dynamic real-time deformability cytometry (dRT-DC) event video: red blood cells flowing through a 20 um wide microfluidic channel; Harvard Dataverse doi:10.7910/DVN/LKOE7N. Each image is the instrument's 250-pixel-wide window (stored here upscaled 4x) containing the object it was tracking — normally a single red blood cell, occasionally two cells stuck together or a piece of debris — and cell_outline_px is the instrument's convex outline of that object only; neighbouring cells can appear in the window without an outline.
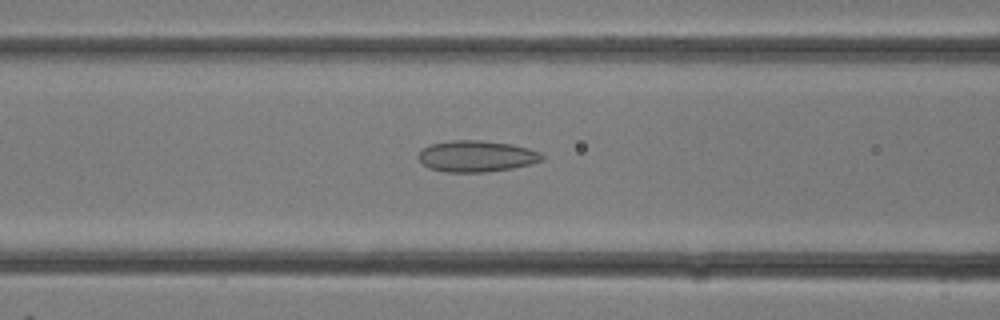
{"species": "common noctule bat (a hibernating species)", "species_latin": "Nyctalus noctula", "temperature_condition": "room temperature", "stored_images_in_passage": 20, "camera_frame_rate_fps": 3000, "um_per_image_px": 0.085, "animal": {"sex": "female"}, "frame": {"image": 1, "passage_image": 11, "time_ms": 3.333, "image_size_px": [1000, 320], "cell_outline_px": [[544, 160], [532, 164], [512, 168], [488, 172], [444, 172], [428, 168], [416, 156], [428, 144], [452, 140], [480, 140], [512, 144], [528, 148], [540, 152], [544, 156]], "centroid_in_image_um": [40.51, 13.28], "position_along_channel_um": 126.1, "area_um2": 22.77}}
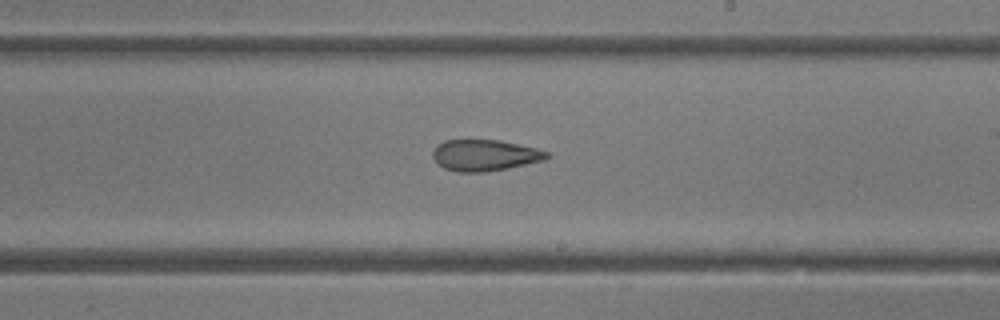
{"frame": {"image": 2, "passage_image": 16, "time_ms": 5.0, "image_size_px": [1000, 320], "cell_outline_px": [[552, 156], [544, 160], [508, 168], [484, 172], [460, 172], [444, 168], [432, 156], [432, 152], [436, 144], [444, 140], [500, 140], [536, 148], [548, 152]], "centroid_in_image_um": [41.21, 13.19], "position_along_channel_um": 247.8, "area_um2": 20.75}}
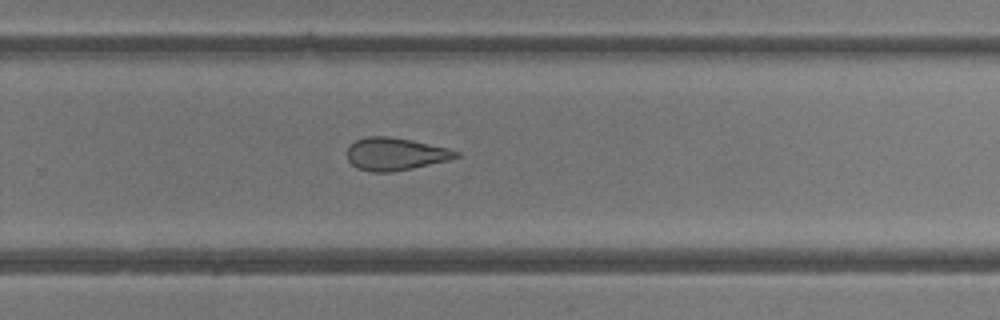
{"frame": {"image": 3, "passage_image": 18, "time_ms": 5.667, "image_size_px": [1000, 320], "cell_outline_px": [[460, 156], [448, 160], [412, 168], [392, 172], [368, 172], [356, 168], [348, 160], [348, 144], [364, 136], [388, 136], [412, 140], [448, 148], [460, 152]], "centroid_in_image_um": [33.57, 13.09], "position_along_channel_um": 296.2, "area_um2": 20.81}}